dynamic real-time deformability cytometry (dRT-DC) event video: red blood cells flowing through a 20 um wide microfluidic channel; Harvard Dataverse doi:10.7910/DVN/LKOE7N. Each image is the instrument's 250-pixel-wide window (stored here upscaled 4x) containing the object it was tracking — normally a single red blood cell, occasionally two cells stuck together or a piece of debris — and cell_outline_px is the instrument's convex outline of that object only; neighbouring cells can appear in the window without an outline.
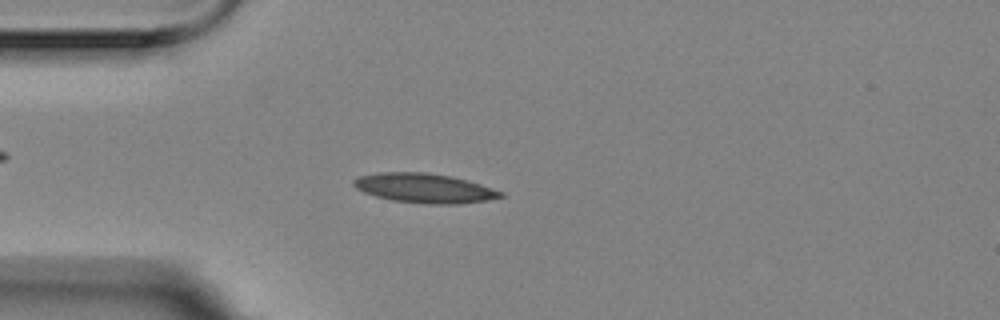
{"species": "Egyptian fruit bat (a non-hibernating species)", "species_latin": "Rousettus aegyptiacus", "temperature_condition": "room temperature", "stored_images_in_passage": 4, "camera_frame_rate_fps": 3000, "um_per_image_px": 0.085, "animal": {"sex": "female"}, "frame": {"image": 1, "passage_image": 4, "time_ms": 1.0, "image_size_px": [1000, 320], "cell_outline_px": [[504, 196], [488, 200], [460, 204], [428, 204], [392, 200], [376, 196], [364, 192], [356, 188], [352, 184], [352, 180], [360, 176], [380, 172], [428, 172], [452, 176], [480, 184], [504, 192]], "centroid_in_image_um": [36.08, 15.99], "position_along_channel_um": 48.9, "area_um2": 25.26}}